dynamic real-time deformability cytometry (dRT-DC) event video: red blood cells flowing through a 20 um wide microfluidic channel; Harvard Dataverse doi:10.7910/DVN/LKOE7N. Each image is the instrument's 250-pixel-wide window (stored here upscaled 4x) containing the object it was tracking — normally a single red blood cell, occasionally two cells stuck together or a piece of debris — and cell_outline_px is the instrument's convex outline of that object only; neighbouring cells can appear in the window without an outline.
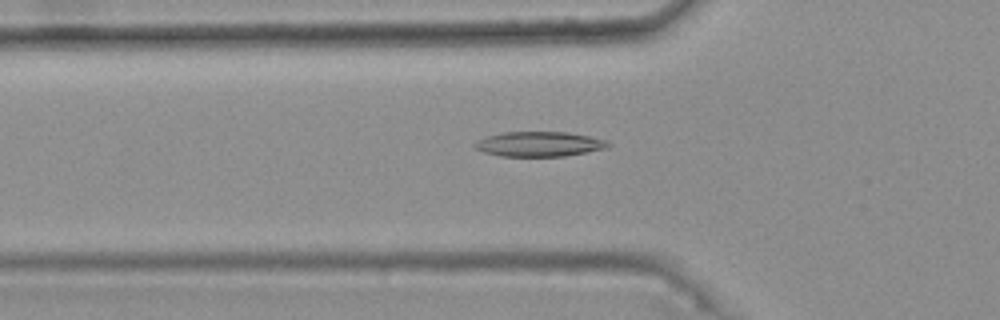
{"species": "common noctule bat (a hibernating species)", "species_latin": "Nyctalus noctula", "temperature_condition": "warm", "stored_images_in_passage": 40, "camera_frame_rate_fps": 3000, "um_per_image_px": 0.085, "animal": {"sex": "female", "body_mass_g": 25.1}, "frame": {"image": 1, "passage_image": 10, "time_ms": 3.0, "image_size_px": [1000, 320], "cell_outline_px": [[612, 144], [608, 148], [564, 156], [500, 156], [484, 152], [476, 148], [472, 144], [488, 136], [504, 132], [568, 132], [608, 140]], "centroid_in_image_um": [45.88, 12.24], "position_along_channel_um": 79.9, "area_um2": 19.25}}
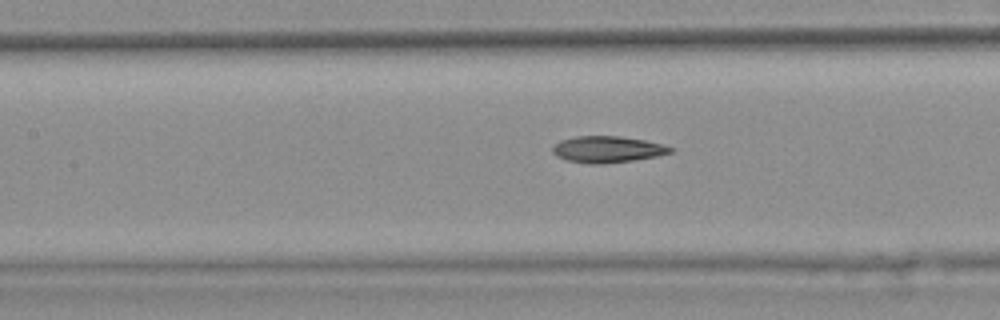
{"frame": {"image": 2, "passage_image": 16, "time_ms": 5.0, "image_size_px": [1000, 320], "cell_outline_px": [[672, 152], [656, 156], [632, 160], [600, 164], [592, 164], [568, 160], [556, 156], [552, 152], [552, 148], [560, 140], [576, 136], [620, 136], [644, 140], [660, 144], [672, 148]], "centroid_in_image_um": [51.59, 12.69], "position_along_channel_um": 155.8, "area_um2": 17.86}}
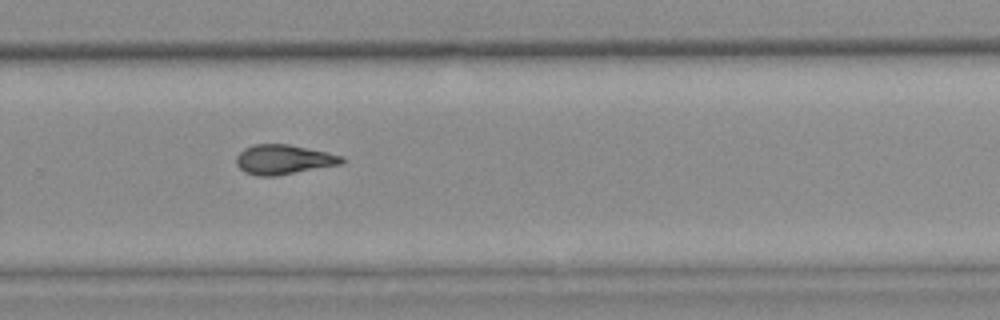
{"frame": {"image": 3, "passage_image": 28, "time_ms": 9.0, "image_size_px": [1000, 320], "cell_outline_px": [[344, 160], [340, 164], [276, 176], [256, 176], [244, 172], [236, 164], [236, 156], [244, 148], [252, 144], [288, 144], [328, 152], [344, 156]], "centroid_in_image_um": [24.07, 13.55], "position_along_channel_um": 305.7, "area_um2": 18.26}, "authors_computed_cell_mechanics": {"area_um2": 17.9758, "velocity_mm_per_s": 3.7652, "shape_relaxation_time_tau1_ms": null, "shape_relaxation_time_tau2_ms": 5.2351, "deformation_change_tau1": null, "deformation_change_tau2": 0.1434}}